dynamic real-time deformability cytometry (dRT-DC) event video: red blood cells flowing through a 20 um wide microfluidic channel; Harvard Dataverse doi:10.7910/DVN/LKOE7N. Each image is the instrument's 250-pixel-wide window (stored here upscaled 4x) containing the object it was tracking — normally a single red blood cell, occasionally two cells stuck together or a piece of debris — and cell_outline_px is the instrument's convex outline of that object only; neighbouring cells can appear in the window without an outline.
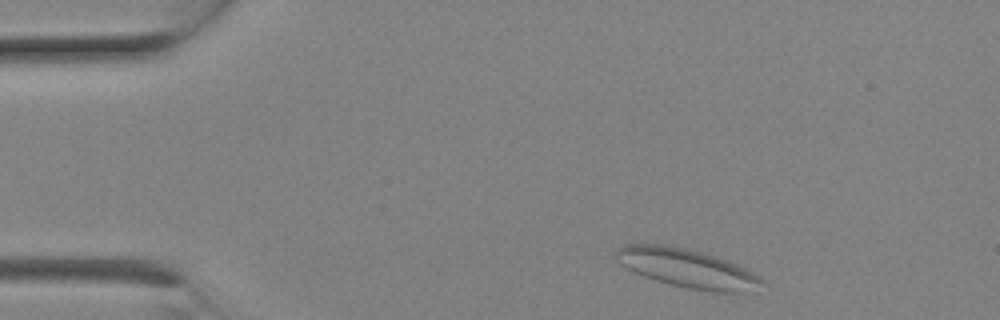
{"species": "Egyptian fruit bat (a non-hibernating species)", "species_latin": "Rousettus aegyptiacus", "temperature_condition": "room temperature", "stored_images_in_passage": 4, "camera_frame_rate_fps": 3000, "um_per_image_px": 0.085, "animal": {"sex": "female"}, "frame": {"image": 1, "passage_image": 1, "time_ms": 0.0, "image_size_px": [1000, 320], "cell_outline_px": [[764, 284], [740, 292], [712, 292], [688, 288], [668, 284], [644, 276], [620, 264], [612, 256], [612, 252], [616, 248], [624, 244], [664, 244], [684, 248], [700, 252], [724, 260], [744, 268], [760, 276], [764, 280]], "centroid_in_image_um": [58.3, 22.79], "position_along_channel_um": 26.7, "area_um2": 32.6}}